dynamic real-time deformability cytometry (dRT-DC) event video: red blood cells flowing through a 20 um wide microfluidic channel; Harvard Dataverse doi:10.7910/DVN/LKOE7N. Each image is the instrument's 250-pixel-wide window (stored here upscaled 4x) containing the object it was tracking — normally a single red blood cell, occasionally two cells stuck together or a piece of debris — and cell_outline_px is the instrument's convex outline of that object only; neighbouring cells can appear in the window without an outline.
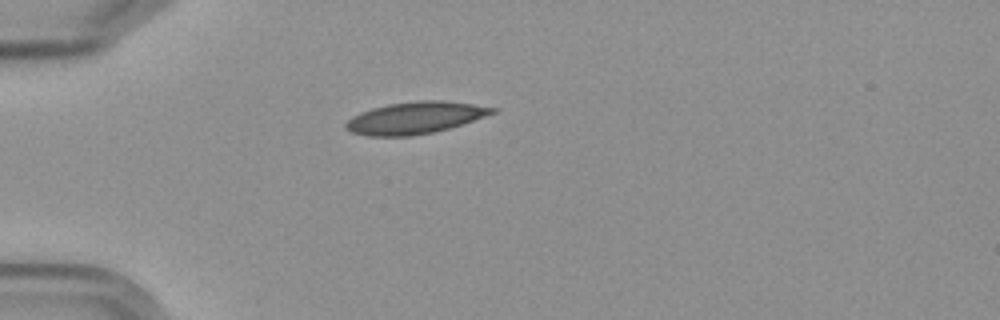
{"species": "Egyptian fruit bat (a non-hibernating species)", "species_latin": "Rousettus aegyptiacus", "temperature_condition": "cold", "stored_images_in_passage": 1, "camera_frame_rate_fps": 3000, "um_per_image_px": 0.085, "frame": {"image": 1, "passage_image": 1, "time_ms": 0.0, "image_size_px": [1000, 320], "cell_outline_px": [[496, 112], [448, 128], [432, 132], [412, 136], [368, 136], [352, 132], [344, 128], [344, 124], [352, 116], [360, 112], [372, 108], [388, 104], [416, 100], [444, 100], [472, 104], [496, 108]], "centroid_in_image_um": [35.22, 10.01], "position_along_channel_um": 49.8, "area_um2": 27.05}}